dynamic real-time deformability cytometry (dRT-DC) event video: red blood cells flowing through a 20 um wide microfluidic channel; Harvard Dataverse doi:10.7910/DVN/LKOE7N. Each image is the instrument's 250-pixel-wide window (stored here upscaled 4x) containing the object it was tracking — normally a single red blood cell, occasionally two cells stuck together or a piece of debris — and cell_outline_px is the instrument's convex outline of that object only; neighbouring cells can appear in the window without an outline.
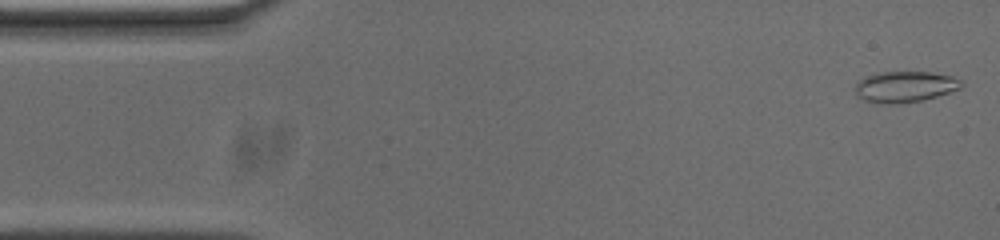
{"species": "common noctule bat (a hibernating species)", "species_latin": "Nyctalus noctula", "temperature_condition": "cold", "stored_images_in_passage": 53, "camera_frame_rate_fps": 3000, "um_per_image_px": 0.085, "animal": {"sex": "male", "body_mass_g": 20.0, "forearm_length_mm": 53.3}, "frame": {"image": 1, "passage_image": 1, "time_ms": 0.0, "image_size_px": [1000, 240], "cell_outline_px": [[964, 84], [960, 88], [924, 100], [900, 104], [880, 104], [864, 100], [856, 96], [856, 84], [864, 76], [880, 72], [932, 72], [952, 76], [960, 80]], "centroid_in_image_um": [76.89, 7.38], "position_along_channel_um": 8.1, "area_um2": 19.31}}
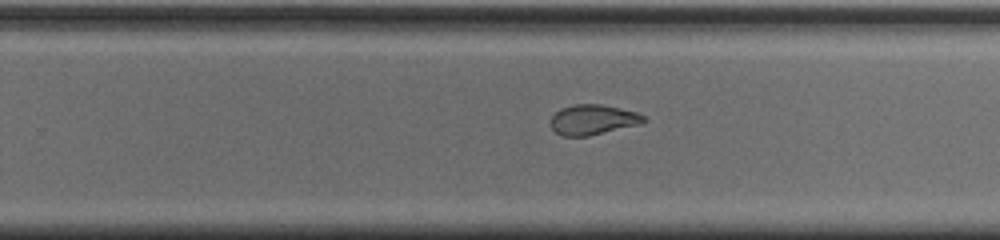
{"frame": {"image": 2, "passage_image": 32, "time_ms": 10.333, "image_size_px": [1000, 240], "cell_outline_px": [[648, 120], [640, 124], [588, 136], [564, 136], [556, 132], [552, 128], [548, 120], [560, 108], [572, 104], [600, 104], [620, 108], [636, 112], [644, 116]], "centroid_in_image_um": [50.37, 10.16], "position_along_channel_um": 279.4, "area_um2": 16.42}}
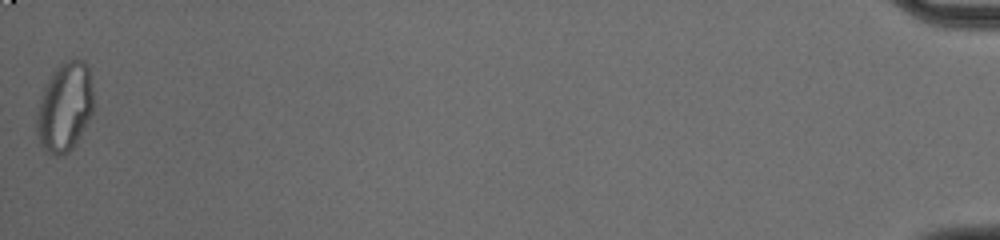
{"frame": {"image": 3, "passage_image": 53, "time_ms": 17.333, "image_size_px": [1000, 240], "cell_outline_px": [[92, 112], [76, 144], [68, 152], [60, 156], [56, 156], [44, 152], [40, 144], [36, 132], [36, 112], [44, 84], [52, 72], [60, 64], [76, 56], [84, 60], [88, 64], [92, 88]], "centroid_in_image_um": [5.47, 9.09], "position_along_channel_um": 429.7, "area_um2": 30.0}, "authors_computed_cell_mechanics": {"area_um2": 18.2648, "velocity_mm_per_s": 3.7087, "shape_relaxation_time_tau1_ms": null, "shape_relaxation_time_tau2_ms": 1.5205, "deformation_change_tau1": null, "deformation_change_tau2": 0.0702}}